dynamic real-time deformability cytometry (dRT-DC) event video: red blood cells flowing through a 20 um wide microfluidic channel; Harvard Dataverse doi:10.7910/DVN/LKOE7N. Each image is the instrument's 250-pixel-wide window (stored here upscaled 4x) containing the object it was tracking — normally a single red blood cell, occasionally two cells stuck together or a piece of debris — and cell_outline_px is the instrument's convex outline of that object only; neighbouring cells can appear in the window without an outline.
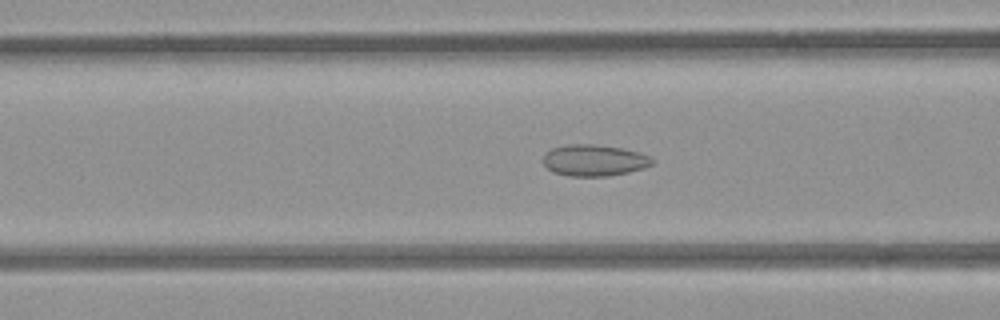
{"species": "common noctule bat (a hibernating species)", "species_latin": "Nyctalus noctula", "temperature_condition": "room temperature", "stored_images_in_passage": 42, "camera_frame_rate_fps": 3000, "um_per_image_px": 0.085, "animal": {"sex": "female", "body_mass_g": 21.9}, "frame": {"image": 1, "passage_image": 10, "time_ms": 3.0, "image_size_px": [1000, 320], "cell_outline_px": [[656, 160], [652, 164], [644, 168], [628, 172], [608, 176], [568, 176], [552, 172], [544, 164], [544, 156], [552, 148], [568, 144], [592, 144], [620, 148], [640, 152], [652, 156]], "centroid_in_image_um": [50.55, 13.63], "position_along_channel_um": 116.1, "area_um2": 20.0}}
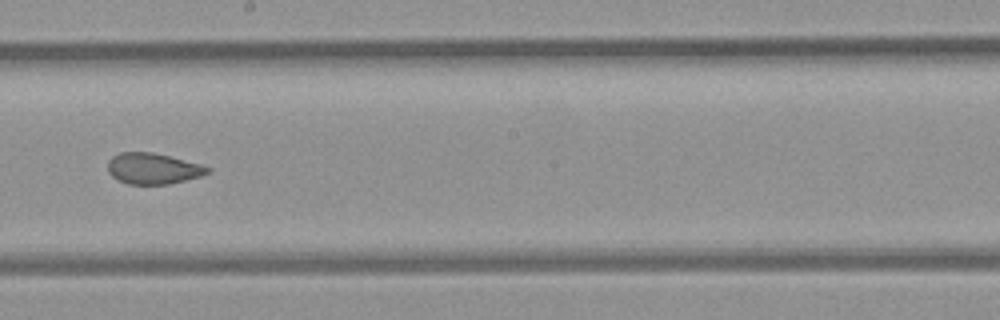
{"frame": {"image": 2, "passage_image": 19, "time_ms": 6.0, "image_size_px": [1000, 320], "cell_outline_px": [[212, 168], [208, 172], [200, 176], [168, 184], [128, 184], [112, 176], [108, 172], [108, 160], [112, 156], [120, 152], [152, 152], [200, 164]], "centroid_in_image_um": [12.97, 14.32], "position_along_channel_um": 235.2, "area_um2": 17.8}}
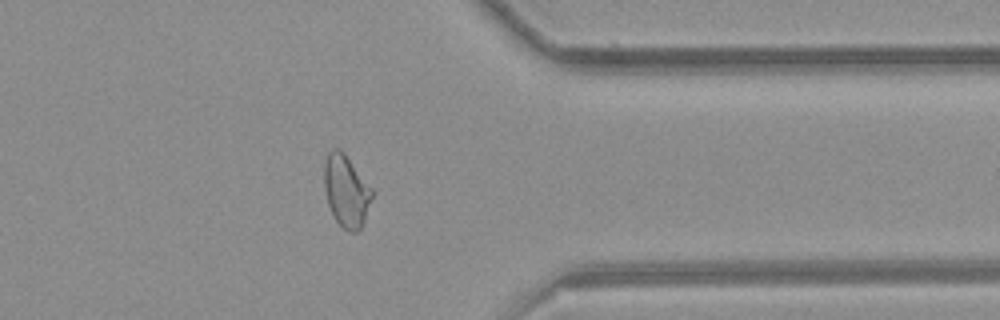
{"frame": {"image": 3, "passage_image": 31, "time_ms": 10.0, "image_size_px": [1000, 320], "cell_outline_px": [[372, 196], [364, 220], [360, 228], [356, 232], [348, 232], [336, 220], [328, 204], [324, 188], [324, 160], [328, 152], [332, 148], [340, 148], [344, 152], [372, 188]], "centroid_in_image_um": [29.4, 16.19], "position_along_channel_um": 382.0, "area_um2": 19.94}, "authors_computed_cell_mechanics": {"area_um2": 19.941, "velocity_mm_per_s": 3.9642, "shape_relaxation_time_tau1_ms": null, "shape_relaxation_time_tau2_ms": 1.0222, "deformation_change_tau1": null, "deformation_change_tau2": 0.066}}